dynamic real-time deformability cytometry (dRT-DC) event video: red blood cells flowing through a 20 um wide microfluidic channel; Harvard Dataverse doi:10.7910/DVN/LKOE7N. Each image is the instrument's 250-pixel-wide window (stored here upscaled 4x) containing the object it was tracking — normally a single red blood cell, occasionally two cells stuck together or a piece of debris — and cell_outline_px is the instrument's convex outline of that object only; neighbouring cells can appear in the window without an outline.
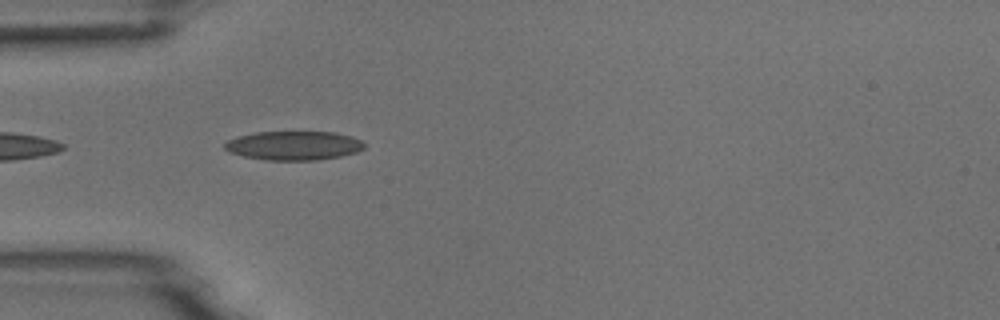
{"species": "common noctule bat (a hibernating species)", "species_latin": "Nyctalus noctula", "temperature_condition": "room temperature", "stored_images_in_passage": 4, "camera_frame_rate_fps": 3000, "um_per_image_px": 0.085, "animal": {"sex": "male", "body_mass_g": 18.8}, "frame": {"image": 1, "passage_image": 3, "time_ms": 3.333, "image_size_px": [1000, 320], "cell_outline_px": [[364, 148], [356, 152], [340, 156], [316, 160], [264, 160], [244, 156], [228, 152], [224, 148], [224, 144], [228, 140], [236, 136], [256, 132], [336, 132], [352, 136], [360, 140], [364, 144]], "centroid_in_image_um": [24.94, 12.37], "position_along_channel_um": 60.1, "area_um2": 23.64}}